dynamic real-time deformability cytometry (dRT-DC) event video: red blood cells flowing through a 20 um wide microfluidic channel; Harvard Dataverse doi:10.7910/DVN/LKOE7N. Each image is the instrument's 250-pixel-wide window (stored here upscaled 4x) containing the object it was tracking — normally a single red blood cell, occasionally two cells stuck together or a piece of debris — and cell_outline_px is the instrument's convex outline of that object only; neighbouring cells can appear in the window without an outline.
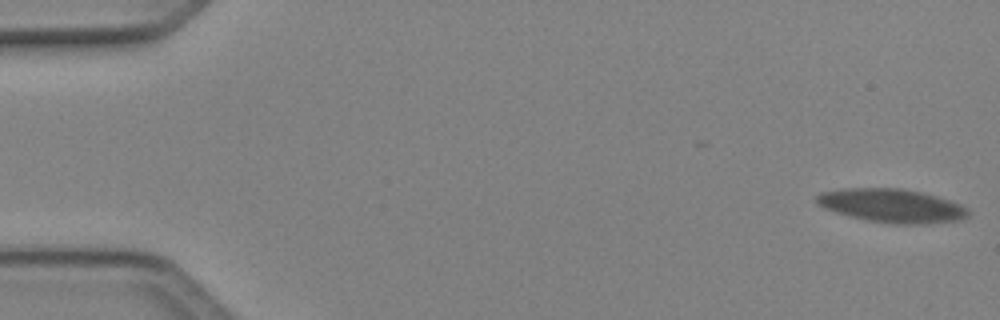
{"species": "Egyptian fruit bat (a non-hibernating species)", "species_latin": "Rousettus aegyptiacus", "temperature_condition": "cold", "stored_images_in_passage": 11, "camera_frame_rate_fps": 3000, "um_per_image_px": 0.085, "animal": {"sex": "female"}, "frame": {"image": 1, "passage_image": 1, "time_ms": 0.0, "image_size_px": [1000, 320], "cell_outline_px": [[968, 216], [960, 220], [928, 224], [892, 224], [868, 220], [836, 212], [824, 208], [816, 204], [816, 196], [820, 192], [844, 188], [900, 188], [920, 192], [936, 196], [960, 204], [968, 208]], "centroid_in_image_um": [75.8, 17.48], "position_along_channel_um": 9.2, "area_um2": 29.65}}